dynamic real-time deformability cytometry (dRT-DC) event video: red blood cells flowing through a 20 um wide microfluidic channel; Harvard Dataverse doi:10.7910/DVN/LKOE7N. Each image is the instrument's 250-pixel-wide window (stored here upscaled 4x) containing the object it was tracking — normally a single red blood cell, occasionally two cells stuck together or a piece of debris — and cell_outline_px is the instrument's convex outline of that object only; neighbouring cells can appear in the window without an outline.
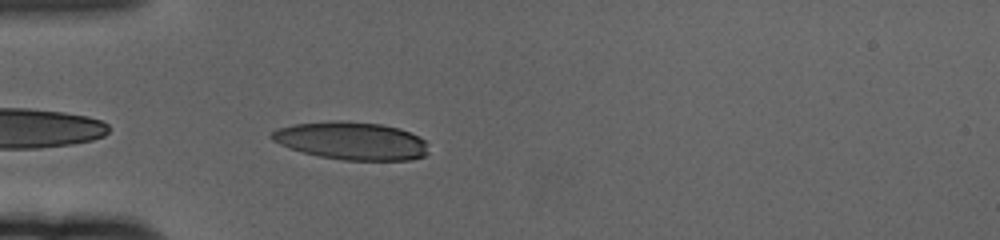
{"species": "human", "species_latin": "Homo sapiens", "temperature_condition": "cold", "stored_images_in_passage": 42, "camera_frame_rate_fps": 3000, "um_per_image_px": 0.085, "donor": {"sex": "female"}, "frame": {"image": 1, "passage_image": 2, "time_ms": 0.333, "image_size_px": [1000, 240], "cell_outline_px": [[428, 152], [424, 156], [412, 160], [344, 160], [320, 156], [288, 148], [272, 140], [268, 136], [276, 128], [292, 124], [336, 120], [340, 120], [380, 124], [400, 128], [420, 136], [428, 144]], "centroid_in_image_um": [29.88, 11.96], "position_along_channel_um": 55.1, "area_um2": 34.85}}
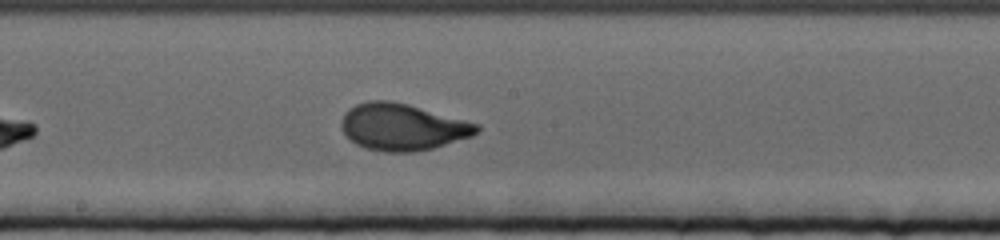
{"frame": {"image": 2, "passage_image": 17, "time_ms": 5.333, "image_size_px": [1000, 240], "cell_outline_px": [[480, 128], [472, 136], [432, 148], [416, 152], [384, 152], [364, 148], [356, 144], [340, 128], [340, 120], [344, 112], [348, 108], [356, 104], [368, 100], [388, 100], [408, 104], [480, 124]], "centroid_in_image_um": [34.17, 10.79], "position_along_channel_um": 214.0, "area_um2": 36.99}}
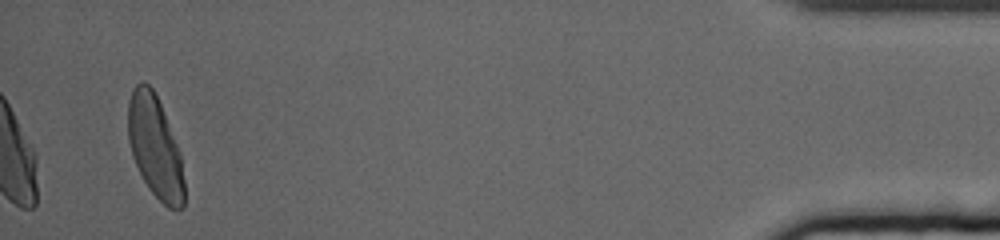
{"frame": {"image": 3, "passage_image": 42, "time_ms": 13.667, "image_size_px": [1000, 240], "cell_outline_px": [[184, 208], [176, 212], [168, 208], [148, 188], [132, 156], [128, 140], [128, 100], [132, 88], [136, 84], [144, 80], [152, 88], [160, 104], [176, 144], [180, 156], [184, 180]], "centroid_in_image_um": [13.16, 12.52], "position_along_channel_um": 422.0, "area_um2": 33.18}, "authors_computed_cell_mechanics": {"area_um2": 35.0268, "velocity_mm_per_s": 3.3694, "shape_relaxation_time_tau1_ms": 3.4059, "shape_relaxation_time_tau2_ms": null, "deformation_change_tau1": 0.1828, "deformation_change_tau2": null}}